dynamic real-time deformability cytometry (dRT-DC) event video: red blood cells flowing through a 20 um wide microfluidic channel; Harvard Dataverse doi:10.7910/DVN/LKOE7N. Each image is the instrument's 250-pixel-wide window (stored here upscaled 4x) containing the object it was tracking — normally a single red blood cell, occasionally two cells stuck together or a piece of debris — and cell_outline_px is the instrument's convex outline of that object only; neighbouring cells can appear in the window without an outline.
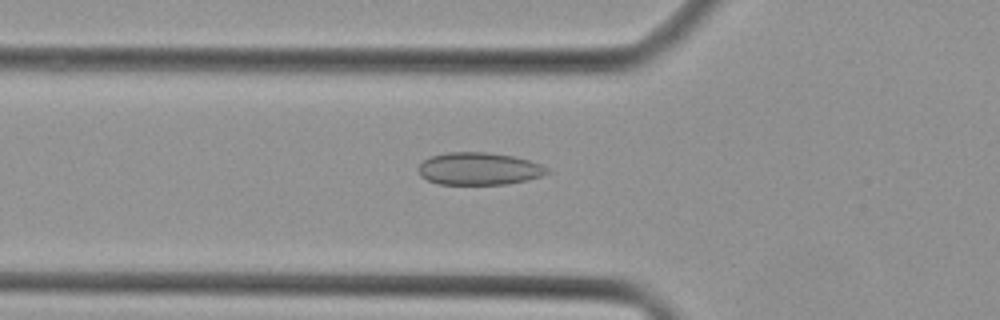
{"species": "Egyptian fruit bat (a non-hibernating species)", "species_latin": "Rousettus aegyptiacus", "temperature_condition": "cold", "stored_images_in_passage": 28, "camera_frame_rate_fps": 3000, "um_per_image_px": 0.085, "animal": {"sex": "female"}, "frame": {"image": 1, "passage_image": 15, "time_ms": 4.667, "image_size_px": [1000, 320], "cell_outline_px": [[552, 172], [528, 180], [508, 184], [436, 184], [420, 176], [420, 164], [424, 160], [432, 156], [448, 152], [488, 152], [512, 156], [528, 160], [540, 164], [548, 168]], "centroid_in_image_um": [40.74, 14.35], "position_along_channel_um": 85.1, "area_um2": 24.28}}
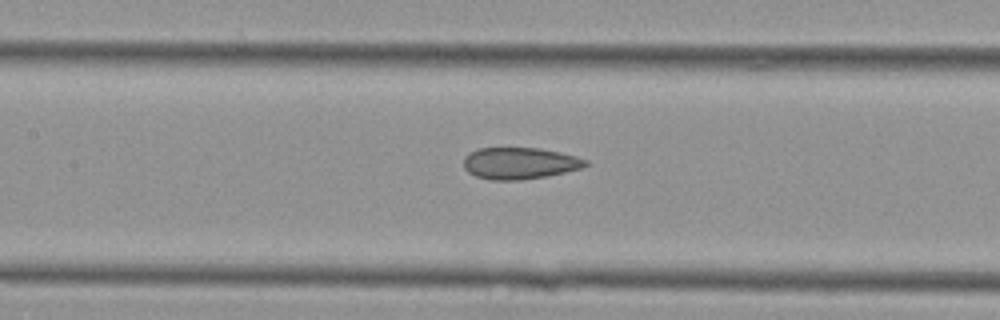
{"frame": {"image": 2, "passage_image": 20, "time_ms": 6.333, "image_size_px": [1000, 320], "cell_outline_px": [[592, 164], [580, 168], [548, 176], [520, 180], [492, 180], [476, 176], [468, 172], [464, 168], [464, 156], [468, 152], [480, 148], [540, 148], [560, 152], [576, 156], [588, 160]], "centroid_in_image_um": [44.18, 13.87], "position_along_channel_um": 163.2, "area_um2": 22.66}}
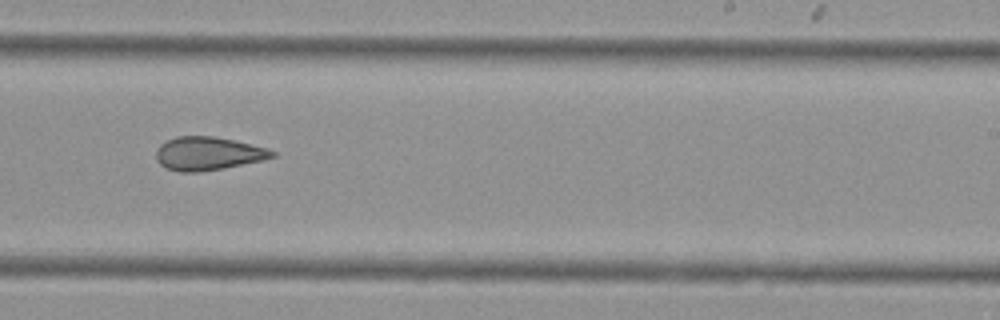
{"frame": {"image": 3, "passage_image": 27, "time_ms": 8.667, "image_size_px": [1000, 320], "cell_outline_px": [[276, 156], [264, 160], [224, 168], [200, 172], [180, 172], [168, 168], [160, 164], [156, 160], [156, 152], [160, 144], [176, 136], [212, 136], [232, 140], [268, 148], [276, 152]], "centroid_in_image_um": [17.69, 13.06], "position_along_channel_um": 271.3, "area_um2": 22.54}}